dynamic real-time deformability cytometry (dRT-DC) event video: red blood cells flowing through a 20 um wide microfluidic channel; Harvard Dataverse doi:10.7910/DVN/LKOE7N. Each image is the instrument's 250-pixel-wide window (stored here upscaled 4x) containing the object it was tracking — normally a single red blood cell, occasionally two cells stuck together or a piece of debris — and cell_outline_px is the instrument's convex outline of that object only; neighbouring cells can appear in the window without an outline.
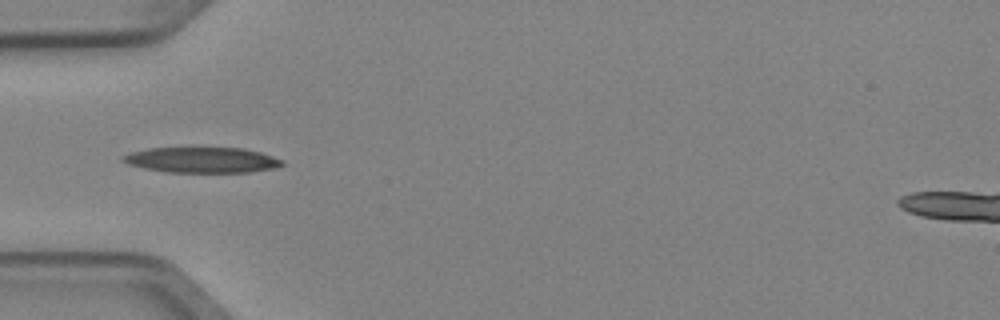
{"species": "Egyptian fruit bat (a non-hibernating species)", "species_latin": "Rousettus aegyptiacus", "temperature_condition": "cold", "stored_images_in_passage": 1, "camera_frame_rate_fps": 3000, "um_per_image_px": 0.085, "animal": {"sex": "female"}, "frame": {"image": 1, "passage_image": 1, "time_ms": 0.0, "image_size_px": [1000, 320], "cell_outline_px": [[284, 164], [272, 168], [252, 172], [168, 172], [144, 168], [128, 164], [120, 160], [120, 156], [132, 152], [148, 148], [244, 148], [260, 152], [284, 160]], "centroid_in_image_um": [17.15, 13.6], "position_along_channel_um": 67.9, "area_um2": 23.64}}